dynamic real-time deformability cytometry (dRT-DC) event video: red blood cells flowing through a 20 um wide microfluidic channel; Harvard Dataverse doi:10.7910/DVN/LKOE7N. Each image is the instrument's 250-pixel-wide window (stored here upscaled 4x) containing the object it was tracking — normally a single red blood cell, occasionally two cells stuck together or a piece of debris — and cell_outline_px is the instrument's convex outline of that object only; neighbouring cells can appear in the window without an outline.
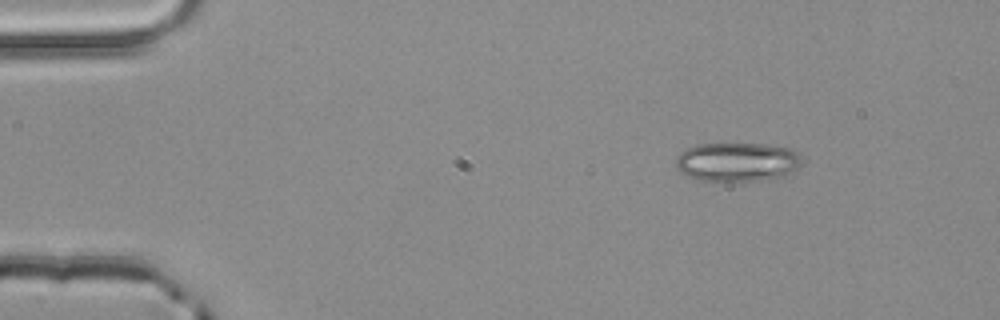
{"species": "common noctule bat (a hibernating species)", "species_latin": "Nyctalus noctula", "temperature_condition": "room temperature", "stored_images_in_passage": 3, "camera_frame_rate_fps": 3000, "um_per_image_px": 0.085, "animal": {"sex": "male", "body_mass_g": 20.4}, "frame": {"image": 1, "passage_image": 1, "time_ms": 0.0, "image_size_px": [1000, 320], "cell_outline_px": [[800, 164], [792, 172], [784, 176], [768, 180], [696, 180], [680, 172], [676, 168], [676, 160], [680, 152], [696, 144], [764, 144], [788, 148], [796, 152], [800, 156]], "centroid_in_image_um": [62.64, 13.76], "position_along_channel_um": 22.4, "area_um2": 28.44}}